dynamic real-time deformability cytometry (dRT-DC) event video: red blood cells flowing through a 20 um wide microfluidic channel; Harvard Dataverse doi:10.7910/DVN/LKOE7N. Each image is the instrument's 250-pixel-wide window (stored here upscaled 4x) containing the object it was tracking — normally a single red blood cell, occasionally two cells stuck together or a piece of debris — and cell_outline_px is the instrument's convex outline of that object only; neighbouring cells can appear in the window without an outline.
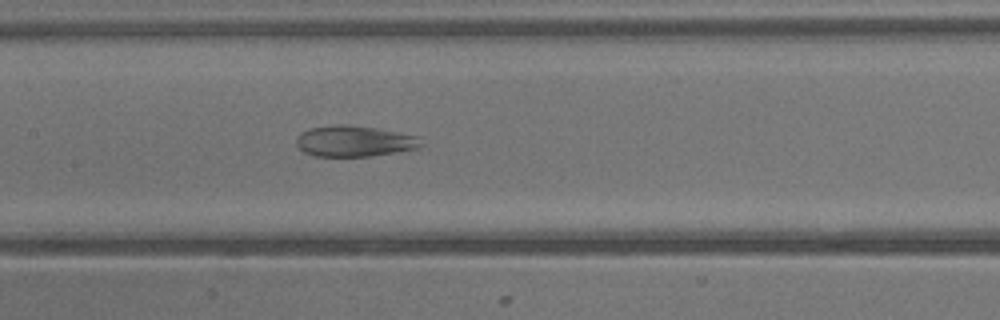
{"species": "common noctule bat (a hibernating species)", "species_latin": "Nyctalus noctula", "temperature_condition": "warm", "stored_images_in_passage": 38, "camera_frame_rate_fps": 3000, "um_per_image_px": 0.085, "animal": {"sex": "male", "body_mass_g": 13.3}, "frame": {"image": 1, "passage_image": 18, "time_ms": 5.667, "image_size_px": [1000, 320], "cell_outline_px": [[424, 144], [420, 148], [396, 152], [368, 156], [316, 156], [304, 152], [296, 144], [296, 136], [300, 132], [308, 128], [336, 124], [348, 124], [376, 128], [420, 136]], "centroid_in_image_um": [30.13, 11.98], "position_along_channel_um": 177.3, "area_um2": 22.77}}
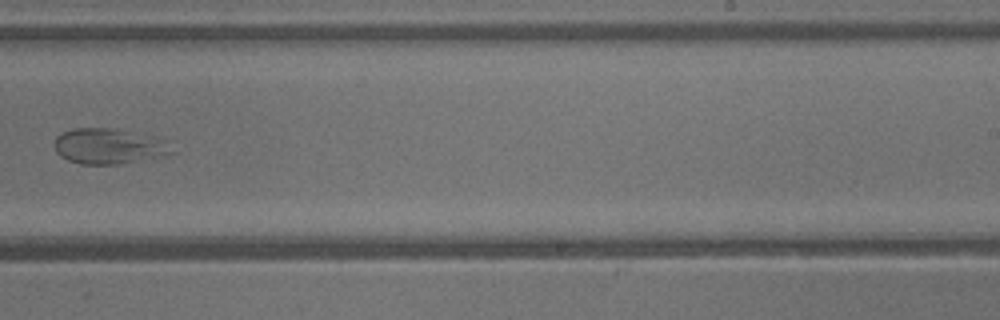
{"frame": {"image": 2, "passage_image": 24, "time_ms": 7.667, "image_size_px": [1000, 320], "cell_outline_px": [[176, 152], [164, 156], [116, 164], [80, 164], [68, 160], [60, 156], [56, 152], [56, 136], [72, 128], [116, 128], [156, 136], [168, 140]], "centroid_in_image_um": [9.33, 12.41], "position_along_channel_um": 279.7, "area_um2": 24.62}}
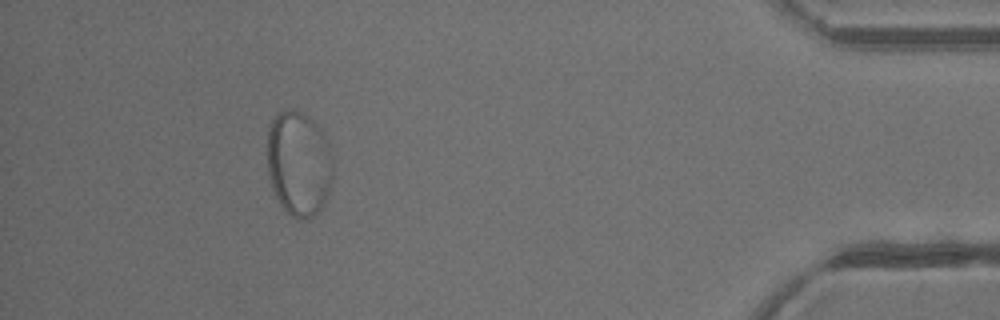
{"frame": {"image": 3, "passage_image": 35, "time_ms": 11.333, "image_size_px": [1000, 320], "cell_outline_px": [[332, 180], [324, 204], [312, 216], [304, 220], [300, 220], [292, 216], [280, 204], [272, 188], [268, 176], [268, 128], [272, 120], [280, 112], [288, 108], [292, 108], [308, 116], [324, 132], [332, 156]], "centroid_in_image_um": [25.4, 13.89], "position_along_channel_um": 409.8, "area_um2": 40.29}}